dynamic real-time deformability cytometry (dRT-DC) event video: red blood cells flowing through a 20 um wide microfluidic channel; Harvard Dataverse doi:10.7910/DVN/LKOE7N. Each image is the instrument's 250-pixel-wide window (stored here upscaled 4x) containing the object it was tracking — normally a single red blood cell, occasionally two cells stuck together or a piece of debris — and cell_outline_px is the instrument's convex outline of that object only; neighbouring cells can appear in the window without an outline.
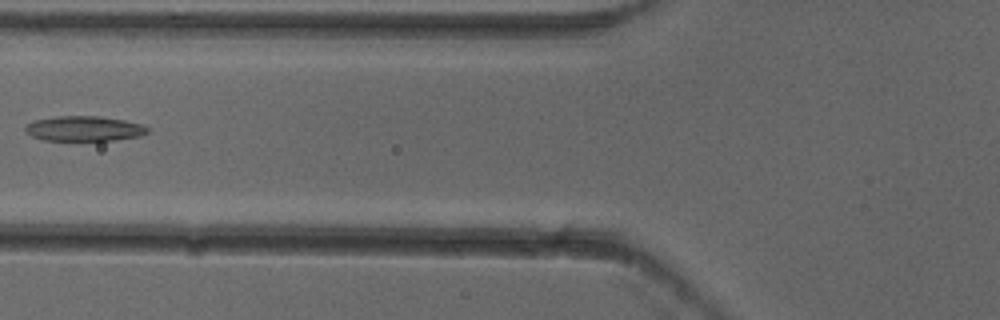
{"species": "common noctule bat (a hibernating species)", "species_latin": "Nyctalus noctula", "temperature_condition": "cold", "stored_images_in_passage": 6, "camera_frame_rate_fps": 3000, "um_per_image_px": 0.085, "animal": {"sex": "female"}, "frame": {"image": 1, "passage_image": 6, "time_ms": 1.667, "image_size_px": [1000, 320], "cell_outline_px": [[148, 132], [140, 136], [116, 140], [44, 140], [32, 136], [24, 128], [28, 124], [36, 120], [56, 116], [100, 116], [124, 120], [144, 124], [148, 128]], "centroid_in_image_um": [7.2, 10.93], "position_along_channel_um": 118.6, "area_um2": 17.74}}